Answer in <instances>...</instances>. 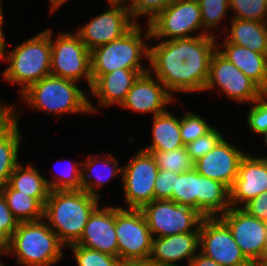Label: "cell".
I'll use <instances>...</instances> for the list:
<instances>
[{
    "label": "cell",
    "instance_id": "obj_1",
    "mask_svg": "<svg viewBox=\"0 0 267 266\" xmlns=\"http://www.w3.org/2000/svg\"><path fill=\"white\" fill-rule=\"evenodd\" d=\"M216 40L213 35L160 40L149 47V71L174 97L176 92H204Z\"/></svg>",
    "mask_w": 267,
    "mask_h": 266
},
{
    "label": "cell",
    "instance_id": "obj_2",
    "mask_svg": "<svg viewBox=\"0 0 267 266\" xmlns=\"http://www.w3.org/2000/svg\"><path fill=\"white\" fill-rule=\"evenodd\" d=\"M100 199L84 190H50L43 220L66 247L77 243Z\"/></svg>",
    "mask_w": 267,
    "mask_h": 266
},
{
    "label": "cell",
    "instance_id": "obj_3",
    "mask_svg": "<svg viewBox=\"0 0 267 266\" xmlns=\"http://www.w3.org/2000/svg\"><path fill=\"white\" fill-rule=\"evenodd\" d=\"M77 82L49 75L30 85L22 99L33 110L61 114H92L97 110L87 94L76 85Z\"/></svg>",
    "mask_w": 267,
    "mask_h": 266
},
{
    "label": "cell",
    "instance_id": "obj_4",
    "mask_svg": "<svg viewBox=\"0 0 267 266\" xmlns=\"http://www.w3.org/2000/svg\"><path fill=\"white\" fill-rule=\"evenodd\" d=\"M63 247L45 220L20 222L6 254H13L16 263L22 266H51L64 257Z\"/></svg>",
    "mask_w": 267,
    "mask_h": 266
},
{
    "label": "cell",
    "instance_id": "obj_5",
    "mask_svg": "<svg viewBox=\"0 0 267 266\" xmlns=\"http://www.w3.org/2000/svg\"><path fill=\"white\" fill-rule=\"evenodd\" d=\"M6 62L9 66L3 71V77L9 84H20V93L51 75L50 29L39 32L8 51Z\"/></svg>",
    "mask_w": 267,
    "mask_h": 266
},
{
    "label": "cell",
    "instance_id": "obj_6",
    "mask_svg": "<svg viewBox=\"0 0 267 266\" xmlns=\"http://www.w3.org/2000/svg\"><path fill=\"white\" fill-rule=\"evenodd\" d=\"M141 31L142 27L138 22L121 38L90 51L91 75H104L121 68L149 69L150 66L145 68L141 63L143 57L149 62L150 45L147 41L151 39V32L148 24L145 36Z\"/></svg>",
    "mask_w": 267,
    "mask_h": 266
},
{
    "label": "cell",
    "instance_id": "obj_7",
    "mask_svg": "<svg viewBox=\"0 0 267 266\" xmlns=\"http://www.w3.org/2000/svg\"><path fill=\"white\" fill-rule=\"evenodd\" d=\"M172 201L189 204L204 217H219L231 207L229 188L194 168L176 177Z\"/></svg>",
    "mask_w": 267,
    "mask_h": 266
},
{
    "label": "cell",
    "instance_id": "obj_8",
    "mask_svg": "<svg viewBox=\"0 0 267 266\" xmlns=\"http://www.w3.org/2000/svg\"><path fill=\"white\" fill-rule=\"evenodd\" d=\"M50 28L51 75L74 82L85 79L92 87L91 52L80 37L73 32H61L53 40Z\"/></svg>",
    "mask_w": 267,
    "mask_h": 266
},
{
    "label": "cell",
    "instance_id": "obj_9",
    "mask_svg": "<svg viewBox=\"0 0 267 266\" xmlns=\"http://www.w3.org/2000/svg\"><path fill=\"white\" fill-rule=\"evenodd\" d=\"M140 210L153 238L200 232V224L204 218L189 204L177 203L172 200H153Z\"/></svg>",
    "mask_w": 267,
    "mask_h": 266
},
{
    "label": "cell",
    "instance_id": "obj_10",
    "mask_svg": "<svg viewBox=\"0 0 267 266\" xmlns=\"http://www.w3.org/2000/svg\"><path fill=\"white\" fill-rule=\"evenodd\" d=\"M147 24L151 39L156 40L158 38L175 40L207 35L202 31L201 8L197 0H173ZM195 32L198 35H191Z\"/></svg>",
    "mask_w": 267,
    "mask_h": 266
},
{
    "label": "cell",
    "instance_id": "obj_11",
    "mask_svg": "<svg viewBox=\"0 0 267 266\" xmlns=\"http://www.w3.org/2000/svg\"><path fill=\"white\" fill-rule=\"evenodd\" d=\"M115 229L120 261H148L153 236L140 209L115 206Z\"/></svg>",
    "mask_w": 267,
    "mask_h": 266
},
{
    "label": "cell",
    "instance_id": "obj_12",
    "mask_svg": "<svg viewBox=\"0 0 267 266\" xmlns=\"http://www.w3.org/2000/svg\"><path fill=\"white\" fill-rule=\"evenodd\" d=\"M158 170L153 155L141 147L123 166L121 183L126 209H141L154 200V183Z\"/></svg>",
    "mask_w": 267,
    "mask_h": 266
},
{
    "label": "cell",
    "instance_id": "obj_13",
    "mask_svg": "<svg viewBox=\"0 0 267 266\" xmlns=\"http://www.w3.org/2000/svg\"><path fill=\"white\" fill-rule=\"evenodd\" d=\"M217 88L230 101L242 104H251L264 93L255 82L216 50L210 60L209 78L204 91Z\"/></svg>",
    "mask_w": 267,
    "mask_h": 266
},
{
    "label": "cell",
    "instance_id": "obj_14",
    "mask_svg": "<svg viewBox=\"0 0 267 266\" xmlns=\"http://www.w3.org/2000/svg\"><path fill=\"white\" fill-rule=\"evenodd\" d=\"M199 250L222 266H253L219 217H204L200 224Z\"/></svg>",
    "mask_w": 267,
    "mask_h": 266
},
{
    "label": "cell",
    "instance_id": "obj_15",
    "mask_svg": "<svg viewBox=\"0 0 267 266\" xmlns=\"http://www.w3.org/2000/svg\"><path fill=\"white\" fill-rule=\"evenodd\" d=\"M107 2L110 10L97 15L76 31L89 51L121 38L136 24L124 1Z\"/></svg>",
    "mask_w": 267,
    "mask_h": 266
},
{
    "label": "cell",
    "instance_id": "obj_16",
    "mask_svg": "<svg viewBox=\"0 0 267 266\" xmlns=\"http://www.w3.org/2000/svg\"><path fill=\"white\" fill-rule=\"evenodd\" d=\"M219 218L227 225L245 257L254 264L260 258L267 239V222L236 207H230Z\"/></svg>",
    "mask_w": 267,
    "mask_h": 266
},
{
    "label": "cell",
    "instance_id": "obj_17",
    "mask_svg": "<svg viewBox=\"0 0 267 266\" xmlns=\"http://www.w3.org/2000/svg\"><path fill=\"white\" fill-rule=\"evenodd\" d=\"M152 76L150 71L139 75L126 94L121 108L136 113H151L153 117L168 110L166 106L171 105L175 97L158 78Z\"/></svg>",
    "mask_w": 267,
    "mask_h": 266
},
{
    "label": "cell",
    "instance_id": "obj_18",
    "mask_svg": "<svg viewBox=\"0 0 267 266\" xmlns=\"http://www.w3.org/2000/svg\"><path fill=\"white\" fill-rule=\"evenodd\" d=\"M245 155L244 151L223 137L211 151L194 162V169L200 175L221 182L230 189Z\"/></svg>",
    "mask_w": 267,
    "mask_h": 266
},
{
    "label": "cell",
    "instance_id": "obj_19",
    "mask_svg": "<svg viewBox=\"0 0 267 266\" xmlns=\"http://www.w3.org/2000/svg\"><path fill=\"white\" fill-rule=\"evenodd\" d=\"M229 191L230 206L236 208H242L267 191V156L254 157L247 153L239 164L237 177Z\"/></svg>",
    "mask_w": 267,
    "mask_h": 266
},
{
    "label": "cell",
    "instance_id": "obj_20",
    "mask_svg": "<svg viewBox=\"0 0 267 266\" xmlns=\"http://www.w3.org/2000/svg\"><path fill=\"white\" fill-rule=\"evenodd\" d=\"M76 244L118 257L115 206H98L90 215Z\"/></svg>",
    "mask_w": 267,
    "mask_h": 266
},
{
    "label": "cell",
    "instance_id": "obj_21",
    "mask_svg": "<svg viewBox=\"0 0 267 266\" xmlns=\"http://www.w3.org/2000/svg\"><path fill=\"white\" fill-rule=\"evenodd\" d=\"M200 232L174 234L152 239L148 262L152 266H178V261L187 259V264L199 251Z\"/></svg>",
    "mask_w": 267,
    "mask_h": 266
},
{
    "label": "cell",
    "instance_id": "obj_22",
    "mask_svg": "<svg viewBox=\"0 0 267 266\" xmlns=\"http://www.w3.org/2000/svg\"><path fill=\"white\" fill-rule=\"evenodd\" d=\"M149 69H117L104 75H91V95L98 98L100 107L120 106L140 74Z\"/></svg>",
    "mask_w": 267,
    "mask_h": 266
},
{
    "label": "cell",
    "instance_id": "obj_23",
    "mask_svg": "<svg viewBox=\"0 0 267 266\" xmlns=\"http://www.w3.org/2000/svg\"><path fill=\"white\" fill-rule=\"evenodd\" d=\"M9 105V116L0 123V189L9 180L14 168L19 164L18 153L22 137L19 118L21 113Z\"/></svg>",
    "mask_w": 267,
    "mask_h": 266
},
{
    "label": "cell",
    "instance_id": "obj_24",
    "mask_svg": "<svg viewBox=\"0 0 267 266\" xmlns=\"http://www.w3.org/2000/svg\"><path fill=\"white\" fill-rule=\"evenodd\" d=\"M218 44L219 42L216 50L224 58L234 64L264 92H267V55L229 43L226 39Z\"/></svg>",
    "mask_w": 267,
    "mask_h": 266
},
{
    "label": "cell",
    "instance_id": "obj_25",
    "mask_svg": "<svg viewBox=\"0 0 267 266\" xmlns=\"http://www.w3.org/2000/svg\"><path fill=\"white\" fill-rule=\"evenodd\" d=\"M101 157L102 158H100L99 154H95L91 155V157L89 156L85 161L81 162V189L99 199L100 193L98 191L101 186L105 185L111 179L116 177L117 174L122 175L123 172V166H119L117 158H115L112 153H109L107 155L105 154L104 157ZM100 165L104 169L102 171H106V173L95 169L100 168L98 167Z\"/></svg>",
    "mask_w": 267,
    "mask_h": 266
},
{
    "label": "cell",
    "instance_id": "obj_26",
    "mask_svg": "<svg viewBox=\"0 0 267 266\" xmlns=\"http://www.w3.org/2000/svg\"><path fill=\"white\" fill-rule=\"evenodd\" d=\"M230 22L229 28L225 26L228 29L225 39L229 43L267 55V23L237 18H232Z\"/></svg>",
    "mask_w": 267,
    "mask_h": 266
},
{
    "label": "cell",
    "instance_id": "obj_27",
    "mask_svg": "<svg viewBox=\"0 0 267 266\" xmlns=\"http://www.w3.org/2000/svg\"><path fill=\"white\" fill-rule=\"evenodd\" d=\"M152 121V143L142 150L170 151L184 146L180 133V119L170 110L155 115Z\"/></svg>",
    "mask_w": 267,
    "mask_h": 266
},
{
    "label": "cell",
    "instance_id": "obj_28",
    "mask_svg": "<svg viewBox=\"0 0 267 266\" xmlns=\"http://www.w3.org/2000/svg\"><path fill=\"white\" fill-rule=\"evenodd\" d=\"M14 218L20 222L43 220L44 205L48 198H34L12 189L8 184L0 189Z\"/></svg>",
    "mask_w": 267,
    "mask_h": 266
},
{
    "label": "cell",
    "instance_id": "obj_29",
    "mask_svg": "<svg viewBox=\"0 0 267 266\" xmlns=\"http://www.w3.org/2000/svg\"><path fill=\"white\" fill-rule=\"evenodd\" d=\"M39 170L32 164H18L9 177L8 185L24 194L34 198H48L50 188Z\"/></svg>",
    "mask_w": 267,
    "mask_h": 266
},
{
    "label": "cell",
    "instance_id": "obj_30",
    "mask_svg": "<svg viewBox=\"0 0 267 266\" xmlns=\"http://www.w3.org/2000/svg\"><path fill=\"white\" fill-rule=\"evenodd\" d=\"M150 152L159 169L176 173H184L194 168L185 146L170 151L144 150Z\"/></svg>",
    "mask_w": 267,
    "mask_h": 266
},
{
    "label": "cell",
    "instance_id": "obj_31",
    "mask_svg": "<svg viewBox=\"0 0 267 266\" xmlns=\"http://www.w3.org/2000/svg\"><path fill=\"white\" fill-rule=\"evenodd\" d=\"M201 8L203 33L213 35L212 29L219 27L221 21L230 10L229 0H198ZM212 33V34H211Z\"/></svg>",
    "mask_w": 267,
    "mask_h": 266
},
{
    "label": "cell",
    "instance_id": "obj_32",
    "mask_svg": "<svg viewBox=\"0 0 267 266\" xmlns=\"http://www.w3.org/2000/svg\"><path fill=\"white\" fill-rule=\"evenodd\" d=\"M232 18L267 23V0H229Z\"/></svg>",
    "mask_w": 267,
    "mask_h": 266
},
{
    "label": "cell",
    "instance_id": "obj_33",
    "mask_svg": "<svg viewBox=\"0 0 267 266\" xmlns=\"http://www.w3.org/2000/svg\"><path fill=\"white\" fill-rule=\"evenodd\" d=\"M72 252L77 266H117L119 257L75 244L67 246Z\"/></svg>",
    "mask_w": 267,
    "mask_h": 266
},
{
    "label": "cell",
    "instance_id": "obj_34",
    "mask_svg": "<svg viewBox=\"0 0 267 266\" xmlns=\"http://www.w3.org/2000/svg\"><path fill=\"white\" fill-rule=\"evenodd\" d=\"M214 126H211L204 117L193 112H186L180 118V133L184 146L204 136Z\"/></svg>",
    "mask_w": 267,
    "mask_h": 266
},
{
    "label": "cell",
    "instance_id": "obj_35",
    "mask_svg": "<svg viewBox=\"0 0 267 266\" xmlns=\"http://www.w3.org/2000/svg\"><path fill=\"white\" fill-rule=\"evenodd\" d=\"M58 165V164H57ZM80 166V167H79ZM82 163L70 161L60 176H53L51 180H46L50 190H80ZM68 169V170H66Z\"/></svg>",
    "mask_w": 267,
    "mask_h": 266
},
{
    "label": "cell",
    "instance_id": "obj_36",
    "mask_svg": "<svg viewBox=\"0 0 267 266\" xmlns=\"http://www.w3.org/2000/svg\"><path fill=\"white\" fill-rule=\"evenodd\" d=\"M130 1V2H129ZM173 0H124L132 19L138 23L139 17L147 16L151 21L159 12L163 11ZM129 4H128V3Z\"/></svg>",
    "mask_w": 267,
    "mask_h": 266
},
{
    "label": "cell",
    "instance_id": "obj_37",
    "mask_svg": "<svg viewBox=\"0 0 267 266\" xmlns=\"http://www.w3.org/2000/svg\"><path fill=\"white\" fill-rule=\"evenodd\" d=\"M246 121L252 132L262 136L267 133V92L251 103Z\"/></svg>",
    "mask_w": 267,
    "mask_h": 266
},
{
    "label": "cell",
    "instance_id": "obj_38",
    "mask_svg": "<svg viewBox=\"0 0 267 266\" xmlns=\"http://www.w3.org/2000/svg\"><path fill=\"white\" fill-rule=\"evenodd\" d=\"M224 137L215 127L204 136L185 145L187 152L193 162L206 155Z\"/></svg>",
    "mask_w": 267,
    "mask_h": 266
},
{
    "label": "cell",
    "instance_id": "obj_39",
    "mask_svg": "<svg viewBox=\"0 0 267 266\" xmlns=\"http://www.w3.org/2000/svg\"><path fill=\"white\" fill-rule=\"evenodd\" d=\"M179 173L159 169L154 183V200H172L176 177Z\"/></svg>",
    "mask_w": 267,
    "mask_h": 266
},
{
    "label": "cell",
    "instance_id": "obj_40",
    "mask_svg": "<svg viewBox=\"0 0 267 266\" xmlns=\"http://www.w3.org/2000/svg\"><path fill=\"white\" fill-rule=\"evenodd\" d=\"M242 209L260 221L267 222V191L250 200Z\"/></svg>",
    "mask_w": 267,
    "mask_h": 266
},
{
    "label": "cell",
    "instance_id": "obj_41",
    "mask_svg": "<svg viewBox=\"0 0 267 266\" xmlns=\"http://www.w3.org/2000/svg\"><path fill=\"white\" fill-rule=\"evenodd\" d=\"M18 223L9 209L5 197L0 192V228L11 238Z\"/></svg>",
    "mask_w": 267,
    "mask_h": 266
},
{
    "label": "cell",
    "instance_id": "obj_42",
    "mask_svg": "<svg viewBox=\"0 0 267 266\" xmlns=\"http://www.w3.org/2000/svg\"><path fill=\"white\" fill-rule=\"evenodd\" d=\"M188 266H222L215 262L213 259L205 256L200 251L195 255V257L190 261Z\"/></svg>",
    "mask_w": 267,
    "mask_h": 266
},
{
    "label": "cell",
    "instance_id": "obj_43",
    "mask_svg": "<svg viewBox=\"0 0 267 266\" xmlns=\"http://www.w3.org/2000/svg\"><path fill=\"white\" fill-rule=\"evenodd\" d=\"M2 0H0V61L2 60H6V55H5V49H6V39L4 37V32H3V25H4V14L2 13L3 12V9H2Z\"/></svg>",
    "mask_w": 267,
    "mask_h": 266
},
{
    "label": "cell",
    "instance_id": "obj_44",
    "mask_svg": "<svg viewBox=\"0 0 267 266\" xmlns=\"http://www.w3.org/2000/svg\"><path fill=\"white\" fill-rule=\"evenodd\" d=\"M10 245V237L0 228V249L7 253Z\"/></svg>",
    "mask_w": 267,
    "mask_h": 266
},
{
    "label": "cell",
    "instance_id": "obj_45",
    "mask_svg": "<svg viewBox=\"0 0 267 266\" xmlns=\"http://www.w3.org/2000/svg\"><path fill=\"white\" fill-rule=\"evenodd\" d=\"M117 266H152L148 261H120Z\"/></svg>",
    "mask_w": 267,
    "mask_h": 266
},
{
    "label": "cell",
    "instance_id": "obj_46",
    "mask_svg": "<svg viewBox=\"0 0 267 266\" xmlns=\"http://www.w3.org/2000/svg\"><path fill=\"white\" fill-rule=\"evenodd\" d=\"M9 105L0 101V123L9 116Z\"/></svg>",
    "mask_w": 267,
    "mask_h": 266
},
{
    "label": "cell",
    "instance_id": "obj_47",
    "mask_svg": "<svg viewBox=\"0 0 267 266\" xmlns=\"http://www.w3.org/2000/svg\"><path fill=\"white\" fill-rule=\"evenodd\" d=\"M68 0H49L50 3V13L52 14L54 11L59 9L62 5H64Z\"/></svg>",
    "mask_w": 267,
    "mask_h": 266
},
{
    "label": "cell",
    "instance_id": "obj_48",
    "mask_svg": "<svg viewBox=\"0 0 267 266\" xmlns=\"http://www.w3.org/2000/svg\"><path fill=\"white\" fill-rule=\"evenodd\" d=\"M256 262H267V239H266V242L264 244V248H263V251L260 255V258Z\"/></svg>",
    "mask_w": 267,
    "mask_h": 266
},
{
    "label": "cell",
    "instance_id": "obj_49",
    "mask_svg": "<svg viewBox=\"0 0 267 266\" xmlns=\"http://www.w3.org/2000/svg\"><path fill=\"white\" fill-rule=\"evenodd\" d=\"M253 266H267V262H255Z\"/></svg>",
    "mask_w": 267,
    "mask_h": 266
},
{
    "label": "cell",
    "instance_id": "obj_50",
    "mask_svg": "<svg viewBox=\"0 0 267 266\" xmlns=\"http://www.w3.org/2000/svg\"><path fill=\"white\" fill-rule=\"evenodd\" d=\"M262 136L264 137L263 140L265 142V145L267 146V133L263 134Z\"/></svg>",
    "mask_w": 267,
    "mask_h": 266
},
{
    "label": "cell",
    "instance_id": "obj_51",
    "mask_svg": "<svg viewBox=\"0 0 267 266\" xmlns=\"http://www.w3.org/2000/svg\"><path fill=\"white\" fill-rule=\"evenodd\" d=\"M3 254H6L3 250L0 249V256L3 255ZM1 262V261H0ZM3 264L0 263V266H2Z\"/></svg>",
    "mask_w": 267,
    "mask_h": 266
},
{
    "label": "cell",
    "instance_id": "obj_52",
    "mask_svg": "<svg viewBox=\"0 0 267 266\" xmlns=\"http://www.w3.org/2000/svg\"><path fill=\"white\" fill-rule=\"evenodd\" d=\"M107 1H124V0H107Z\"/></svg>",
    "mask_w": 267,
    "mask_h": 266
}]
</instances>
